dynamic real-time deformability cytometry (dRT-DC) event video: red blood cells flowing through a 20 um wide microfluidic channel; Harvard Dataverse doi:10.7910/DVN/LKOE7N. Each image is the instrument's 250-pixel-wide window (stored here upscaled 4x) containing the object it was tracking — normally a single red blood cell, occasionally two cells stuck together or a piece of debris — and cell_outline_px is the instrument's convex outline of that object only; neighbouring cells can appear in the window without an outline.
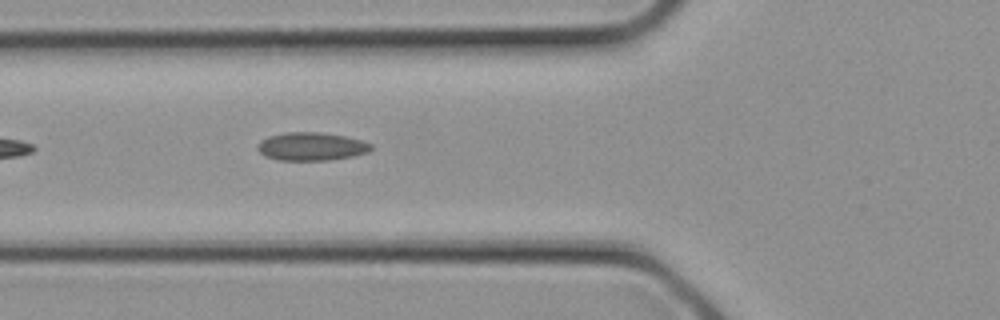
{"species": "common noctule bat (a hibernating species)", "species_latin": "Nyctalus noctula", "temperature_condition": "cold", "stored_images_in_passage": 2, "camera_frame_rate_fps": 3000, "um_per_image_px": 0.085, "animal": {"sex": "female", "body_mass_g": 21.9}, "frame": {"image": 1, "passage_image": 2, "time_ms": 0.333, "image_size_px": [1000, 320], "cell_outline_px": [[372, 148], [368, 152], [352, 156], [328, 160], [276, 160], [264, 156], [256, 148], [256, 144], [260, 140], [268, 136], [284, 132], [320, 132], [344, 136], [360, 140], [372, 144]], "centroid_in_image_um": [26.4, 12.45], "position_along_channel_um": 99.4, "area_um2": 18.73}}